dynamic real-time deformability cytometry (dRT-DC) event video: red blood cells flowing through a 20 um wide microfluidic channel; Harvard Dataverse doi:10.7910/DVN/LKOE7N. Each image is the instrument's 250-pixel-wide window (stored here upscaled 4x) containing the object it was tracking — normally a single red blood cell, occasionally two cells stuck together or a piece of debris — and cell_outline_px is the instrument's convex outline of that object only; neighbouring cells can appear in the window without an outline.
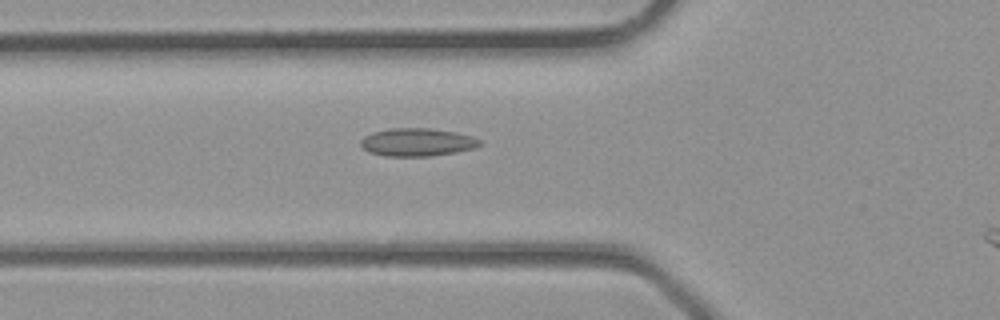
{"species": "common noctule bat (a hibernating species)", "species_latin": "Nyctalus noctula", "temperature_condition": "room temperature", "stored_images_in_passage": 4, "camera_frame_rate_fps": 3000, "um_per_image_px": 0.085, "animal": {"sex": "male", "body_mass_g": 23.1, "forearm_length_mm": 52.7}, "frame": {"image": 1, "passage_image": 3, "time_ms": 0.667, "image_size_px": [1000, 320], "cell_outline_px": [[480, 144], [472, 148], [456, 152], [432, 156], [384, 156], [368, 152], [360, 144], [360, 140], [364, 136], [376, 132], [392, 128], [428, 128], [456, 132], [472, 136], [480, 140]], "centroid_in_image_um": [35.44, 12.09], "position_along_channel_um": 90.4, "area_um2": 19.25}}